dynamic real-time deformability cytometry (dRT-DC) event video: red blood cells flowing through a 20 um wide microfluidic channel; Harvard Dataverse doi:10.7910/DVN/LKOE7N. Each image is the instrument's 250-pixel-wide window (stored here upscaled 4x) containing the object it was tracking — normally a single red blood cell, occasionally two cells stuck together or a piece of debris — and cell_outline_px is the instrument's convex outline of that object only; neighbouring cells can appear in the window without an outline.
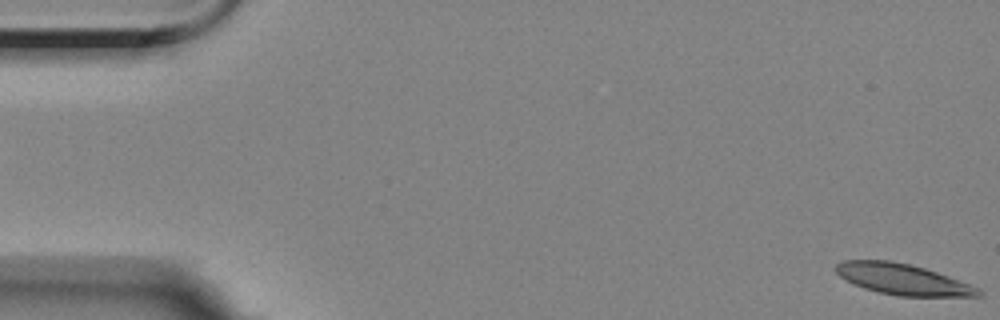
{"species": "Egyptian fruit bat (a non-hibernating species)", "species_latin": "Rousettus aegyptiacus", "temperature_condition": "room temperature", "stored_images_in_passage": 4, "segment_of_instrument_passage": [2, 2], "camera_frame_rate_fps": 3000, "um_per_image_px": 0.085, "animal": {"sex": "female"}, "frame": {"image": 1, "passage_image": 4, "time_ms": 4.667, "image_size_px": [1000, 320], "cell_outline_px": [[984, 292], [980, 296], [896, 296], [876, 292], [852, 284], [840, 276], [836, 272], [836, 264], [844, 260], [892, 260], [924, 268], [948, 276], [980, 288]], "centroid_in_image_um": [76.72, 23.74], "position_along_channel_um": 8.3, "area_um2": 25.66}}